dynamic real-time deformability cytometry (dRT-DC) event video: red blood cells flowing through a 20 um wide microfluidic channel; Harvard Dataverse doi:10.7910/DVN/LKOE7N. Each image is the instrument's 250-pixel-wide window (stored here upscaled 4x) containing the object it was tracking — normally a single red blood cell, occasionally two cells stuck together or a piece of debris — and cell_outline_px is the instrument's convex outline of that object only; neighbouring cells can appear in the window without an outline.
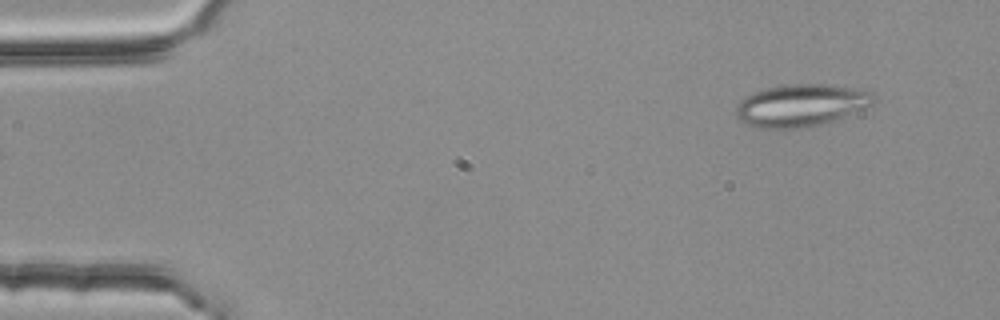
{"species": "common noctule bat (a hibernating species)", "species_latin": "Nyctalus noctula", "temperature_condition": "room temperature", "stored_images_in_passage": 4, "segment_of_instrument_passage": [2, 2], "camera_frame_rate_fps": 3000, "um_per_image_px": 0.085, "animal": {"sex": "female", "body_mass_g": 25.1}, "frame": {"image": 1, "passage_image": 4, "time_ms": 1.0, "image_size_px": [1000, 320], "cell_outline_px": [[876, 100], [872, 104], [864, 108], [832, 120], [820, 124], [796, 128], [760, 128], [748, 124], [740, 120], [736, 116], [736, 104], [740, 100], [764, 88], [784, 84], [828, 84], [864, 88], [876, 92]], "centroid_in_image_um": [68.14, 8.91], "position_along_channel_um": 16.9, "area_um2": 33.99}}